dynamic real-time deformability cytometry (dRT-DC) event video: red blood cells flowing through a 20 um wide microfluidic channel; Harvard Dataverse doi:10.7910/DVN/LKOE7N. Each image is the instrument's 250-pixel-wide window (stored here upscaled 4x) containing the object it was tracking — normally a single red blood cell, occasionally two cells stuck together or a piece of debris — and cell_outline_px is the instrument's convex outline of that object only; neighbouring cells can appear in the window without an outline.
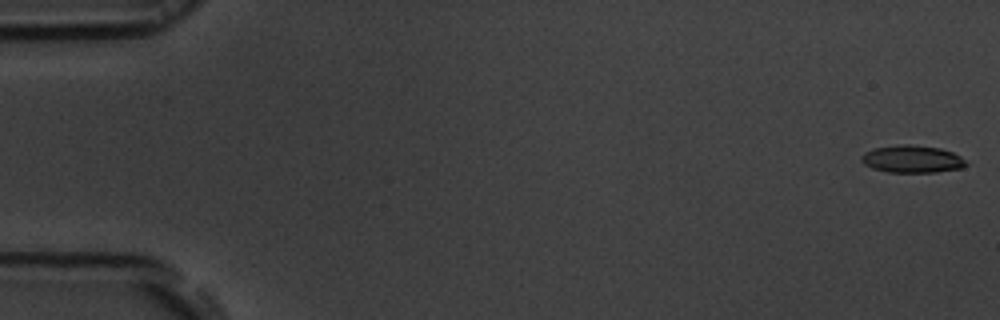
{"species": "common noctule bat (a hibernating species)", "species_latin": "Nyctalus noctula", "temperature_condition": "room temperature", "stored_images_in_passage": 53, "camera_frame_rate_fps": 3000, "um_per_image_px": 0.085, "animal": {"sex": "male", "body_mass_g": 19.5, "forearm_length_mm": 54.6}, "frame": {"image": 1, "passage_image": 1, "time_ms": 0.0, "image_size_px": [1000, 320], "cell_outline_px": [[968, 164], [964, 168], [936, 172], [888, 172], [872, 168], [864, 164], [860, 160], [860, 156], [864, 152], [876, 148], [900, 144], [908, 144], [940, 148], [952, 152], [960, 156]], "centroid_in_image_um": [77.53, 13.52], "position_along_channel_um": 7.5, "area_um2": 16.76}}
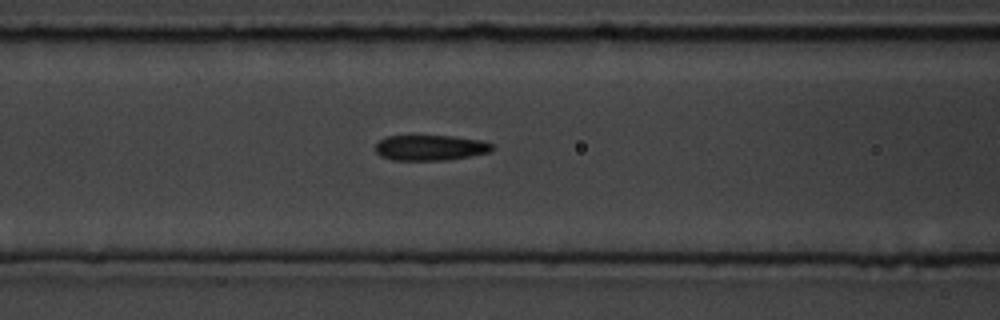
{"frame": {"image": 2, "passage_image": 22, "time_ms": 7.0, "image_size_px": [1000, 320], "cell_outline_px": [[492, 148], [488, 152], [468, 156], [444, 160], [392, 160], [380, 156], [376, 152], [376, 144], [380, 140], [388, 136], [452, 136], [480, 140], [492, 144]], "centroid_in_image_um": [36.53, 12.55], "position_along_channel_um": 130.1, "area_um2": 17.05}}
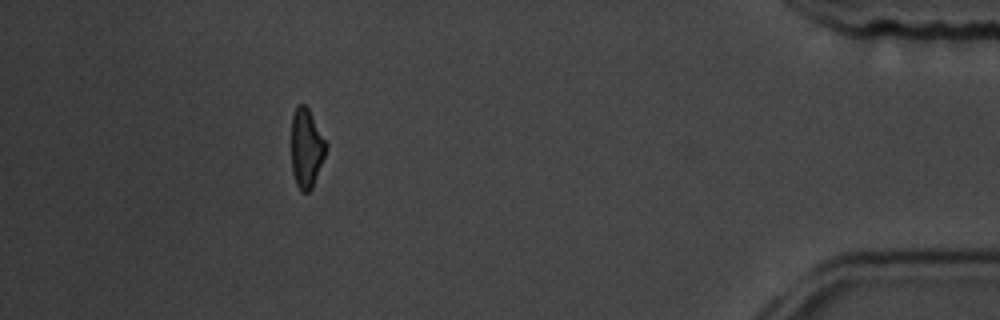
{"frame": {"image": 3, "passage_image": 48, "time_ms": 15.667, "image_size_px": [1000, 320], "cell_outline_px": [[328, 148], [312, 188], [308, 192], [300, 192], [296, 184], [292, 172], [292, 116], [296, 108], [300, 104], [304, 104], [308, 108], [328, 144]], "centroid_in_image_um": [26.06, 12.62], "position_along_channel_um": 409.1, "area_um2": 16.01}, "authors_computed_cell_mechanics": {"area_um2": 17.4556, "velocity_mm_per_s": 3.8588, "shape_relaxation_time_tau1_ms": 3.5278, "shape_relaxation_time_tau2_ms": 2.768, "deformation_change_tau1": 0.1097, "deformation_change_tau2": 0.1107}}